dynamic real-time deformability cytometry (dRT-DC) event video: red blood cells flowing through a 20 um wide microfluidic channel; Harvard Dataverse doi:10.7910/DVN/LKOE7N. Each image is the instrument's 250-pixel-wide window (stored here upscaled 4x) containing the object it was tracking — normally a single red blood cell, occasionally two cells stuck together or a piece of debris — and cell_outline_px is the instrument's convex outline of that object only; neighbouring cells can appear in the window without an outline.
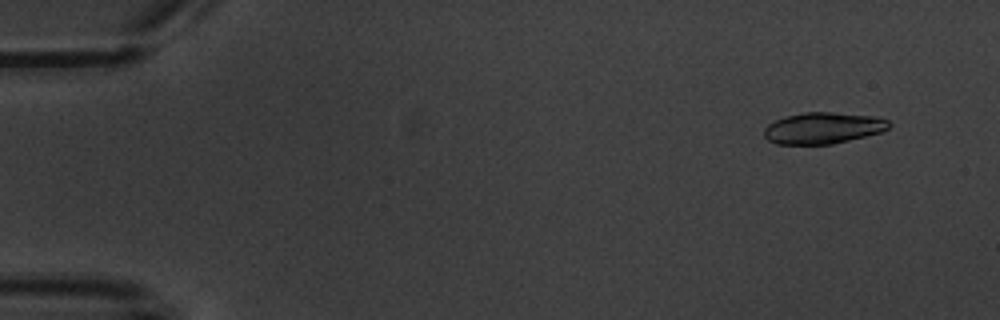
{"species": "common noctule bat (a hibernating species)", "species_latin": "Nyctalus noctula", "temperature_condition": "warm", "stored_images_in_passage": 5, "segment_of_instrument_passage": [2, 2], "camera_frame_rate_fps": 3000, "um_per_image_px": 0.085, "animal": {"sex": "male", "body_mass_g": 20.1, "forearm_length_mm": 53.5}, "frame": {"image": 1, "passage_image": 5, "time_ms": 6.0, "image_size_px": [1000, 320], "cell_outline_px": [[892, 124], [888, 128], [880, 132], [832, 144], [776, 144], [768, 140], [764, 136], [764, 128], [768, 124], [784, 116], [804, 112], [832, 112], [872, 116], [888, 120]], "centroid_in_image_um": [69.92, 10.88], "position_along_channel_um": 15.1, "area_um2": 22.72}}